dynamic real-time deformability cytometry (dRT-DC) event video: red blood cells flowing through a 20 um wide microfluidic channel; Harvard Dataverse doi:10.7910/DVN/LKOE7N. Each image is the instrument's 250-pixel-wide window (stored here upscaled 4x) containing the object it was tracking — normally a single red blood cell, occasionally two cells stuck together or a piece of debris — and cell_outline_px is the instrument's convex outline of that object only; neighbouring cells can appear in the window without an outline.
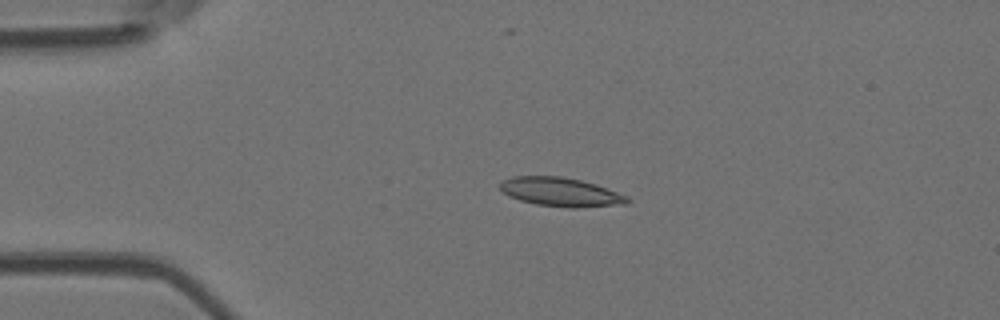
{"species": "Egyptian fruit bat (a non-hibernating species)", "species_latin": "Rousettus aegyptiacus", "temperature_condition": "room temperature", "stored_images_in_passage": 43, "camera_frame_rate_fps": 3000, "um_per_image_px": 0.085, "animal": {"sex": "female"}, "frame": {"image": 1, "passage_image": 1, "time_ms": 0.0, "image_size_px": [1000, 320], "cell_outline_px": [[632, 200], [628, 204], [576, 208], [568, 208], [536, 204], [520, 200], [508, 196], [500, 188], [500, 184], [504, 180], [512, 176], [560, 176], [580, 180], [596, 184], [628, 196]], "centroid_in_image_um": [47.7, 16.33], "position_along_channel_um": 37.3, "area_um2": 21.5}}
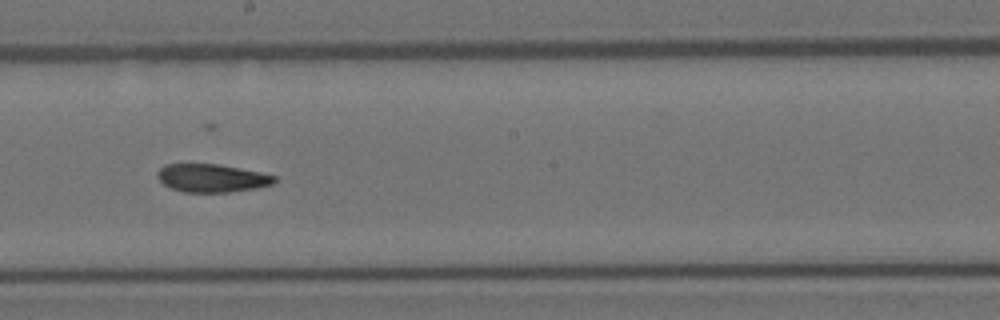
{"frame": {"image": 2, "passage_image": 19, "time_ms": 6.0, "image_size_px": [1000, 320], "cell_outline_px": [[276, 180], [272, 184], [256, 188], [228, 192], [184, 192], [172, 188], [164, 184], [156, 176], [156, 172], [164, 164], [216, 164], [260, 172], [276, 176]], "centroid_in_image_um": [17.98, 15.13], "position_along_channel_um": 230.2, "area_um2": 19.02}}
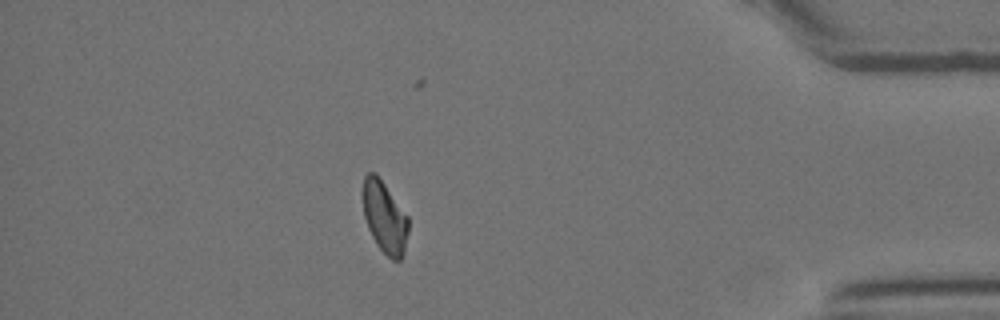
{"frame": {"image": 3, "passage_image": 36, "time_ms": 11.667, "image_size_px": [1000, 320], "cell_outline_px": [[408, 232], [404, 252], [400, 260], [392, 260], [376, 244], [368, 228], [364, 216], [364, 176], [368, 172], [376, 172], [408, 216]], "centroid_in_image_um": [32.71, 18.46], "position_along_channel_um": 402.5, "area_um2": 18.79}, "authors_computed_cell_mechanics": {"area_um2": 19.8254, "velocity_mm_per_s": 3.7898, "shape_relaxation_time_tau1_ms": null, "shape_relaxation_time_tau2_ms": 3.5804, "deformation_change_tau1": null, "deformation_change_tau2": 0.0997}}